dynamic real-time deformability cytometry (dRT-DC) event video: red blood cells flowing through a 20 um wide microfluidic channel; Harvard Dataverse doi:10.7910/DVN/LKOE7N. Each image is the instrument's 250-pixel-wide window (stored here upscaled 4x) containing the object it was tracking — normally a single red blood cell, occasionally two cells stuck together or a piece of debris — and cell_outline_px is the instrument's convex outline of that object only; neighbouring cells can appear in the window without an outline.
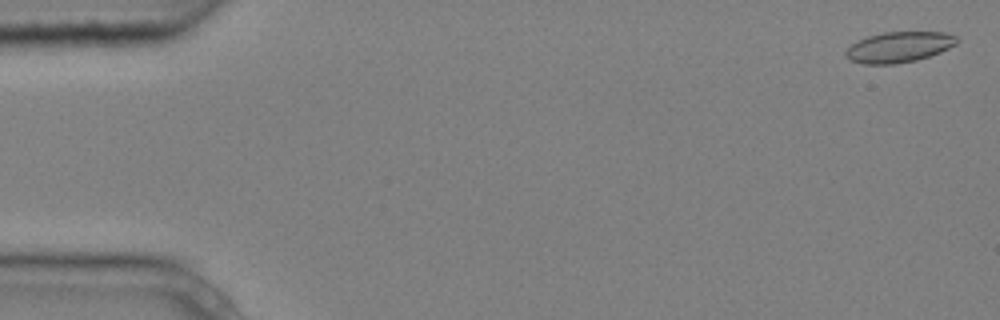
{"species": "common noctule bat (a hibernating species)", "species_latin": "Nyctalus noctula", "temperature_condition": "cold", "stored_images_in_passage": 4, "camera_frame_rate_fps": 3000, "um_per_image_px": 0.085, "animal": {"sex": "male", "body_mass_g": 20.4}, "frame": {"image": 1, "passage_image": 1, "time_ms": 0.0, "image_size_px": [1000, 320], "cell_outline_px": [[960, 40], [956, 44], [940, 52], [916, 60], [896, 64], [864, 64], [852, 60], [844, 52], [856, 40], [868, 36], [884, 32], [944, 32], [956, 36]], "centroid_in_image_um": [76.43, 3.99], "position_along_channel_um": 8.6, "area_um2": 19.71}}